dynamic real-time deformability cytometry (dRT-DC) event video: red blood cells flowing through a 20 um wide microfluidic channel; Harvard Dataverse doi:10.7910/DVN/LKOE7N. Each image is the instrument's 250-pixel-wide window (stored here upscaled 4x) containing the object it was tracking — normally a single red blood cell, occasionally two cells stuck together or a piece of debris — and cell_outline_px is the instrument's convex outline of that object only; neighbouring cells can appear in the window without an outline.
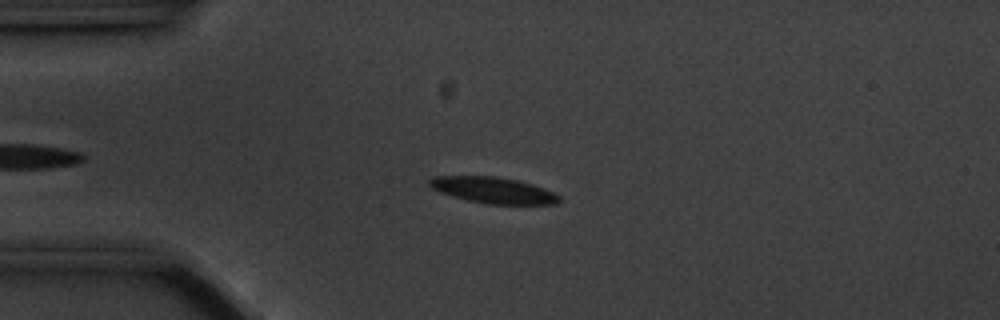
{"species": "common noctule bat (a hibernating species)", "species_latin": "Nyctalus noctula", "temperature_condition": "cold", "stored_images_in_passage": 49, "camera_frame_rate_fps": 3000, "um_per_image_px": 0.085, "animal": {"sex": "male", "body_mass_g": 20.1, "forearm_length_mm": 53.5}, "frame": {"image": 1, "passage_image": 11, "time_ms": 3.333, "image_size_px": [1000, 320], "cell_outline_px": [[560, 200], [556, 204], [488, 204], [468, 200], [452, 196], [440, 192], [432, 188], [428, 184], [428, 180], [432, 176], [492, 176], [516, 180], [532, 184], [544, 188], [560, 196]], "centroid_in_image_um": [41.9, 16.16], "position_along_channel_um": 43.1, "area_um2": 19.65}}
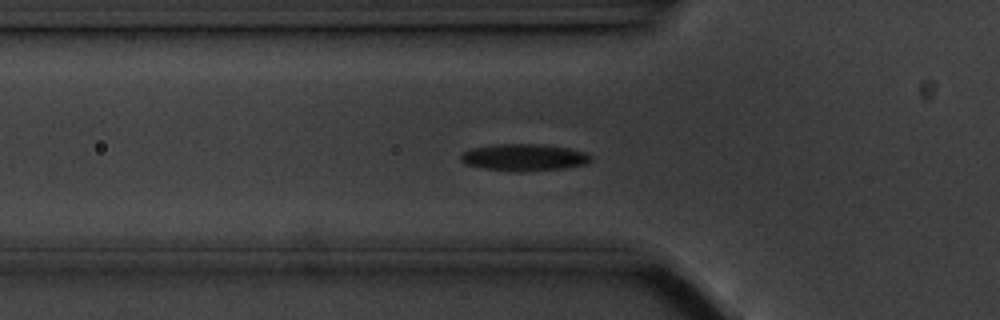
{"frame": {"image": 2, "passage_image": 16, "time_ms": 5.0, "image_size_px": [1000, 320], "cell_outline_px": [[592, 160], [584, 164], [564, 168], [520, 172], [480, 168], [464, 164], [460, 160], [460, 156], [468, 148], [492, 144], [540, 144], [568, 148], [584, 152], [592, 156]], "centroid_in_image_um": [44.48, 13.37], "position_along_channel_um": 81.3, "area_um2": 20.58}}
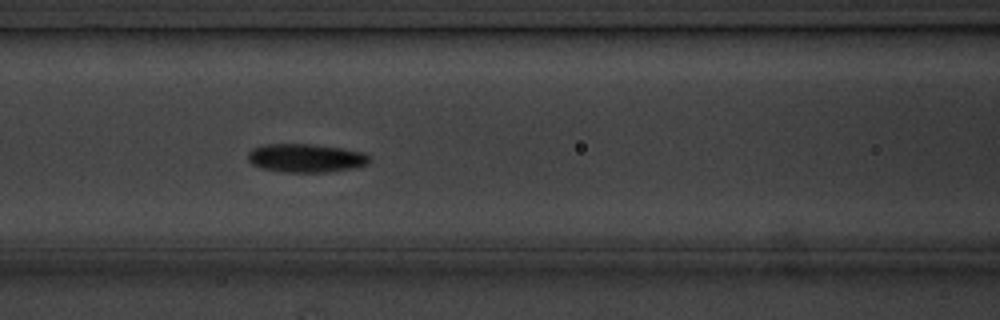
{"frame": {"image": 3, "passage_image": 21, "time_ms": 6.667, "image_size_px": [1000, 320], "cell_outline_px": [[368, 164], [352, 168], [324, 172], [280, 172], [260, 168], [252, 164], [248, 160], [248, 152], [252, 148], [264, 144], [312, 144], [344, 148], [364, 152], [368, 156]], "centroid_in_image_um": [25.95, 13.43], "position_along_channel_um": 140.6, "area_um2": 20.29}, "authors_computed_cell_mechanics": {"area_um2": 19.652, "velocity_mm_per_s": 3.5086, "shape_relaxation_time_tau1_ms": 2.3838, "shape_relaxation_time_tau2_ms": null, "deformation_change_tau1": 0.0832, "deformation_change_tau2": null}}